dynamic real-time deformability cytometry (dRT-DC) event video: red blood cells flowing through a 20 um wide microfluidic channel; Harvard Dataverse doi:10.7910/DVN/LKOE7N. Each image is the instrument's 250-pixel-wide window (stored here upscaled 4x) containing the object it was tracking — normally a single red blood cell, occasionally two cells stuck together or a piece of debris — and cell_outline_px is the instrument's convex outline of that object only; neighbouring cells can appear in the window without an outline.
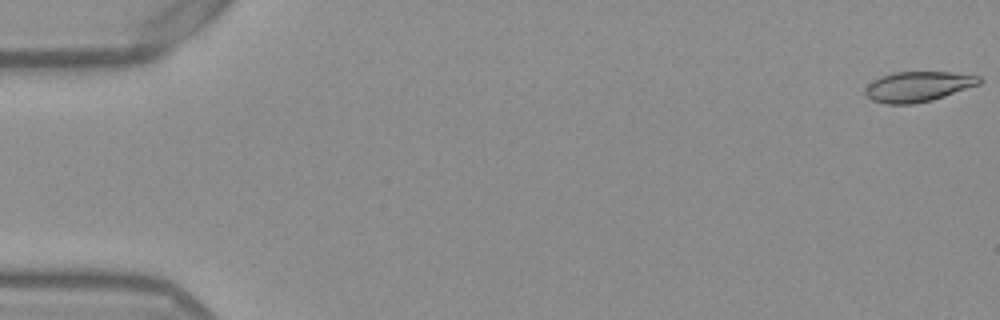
{"species": "Egyptian fruit bat (a non-hibernating species)", "species_latin": "Rousettus aegyptiacus", "temperature_condition": "warm", "stored_images_in_passage": 53, "camera_frame_rate_fps": 3000, "um_per_image_px": 0.085, "frame": {"image": 1, "passage_image": 1, "time_ms": 0.0, "image_size_px": [1000, 320], "cell_outline_px": [[984, 80], [980, 84], [932, 100], [912, 104], [884, 104], [872, 100], [864, 92], [864, 88], [872, 80], [880, 76], [892, 72], [948, 72], [980, 76]], "centroid_in_image_um": [78.01, 7.35], "position_along_channel_um": 7.0, "area_um2": 20.17}}
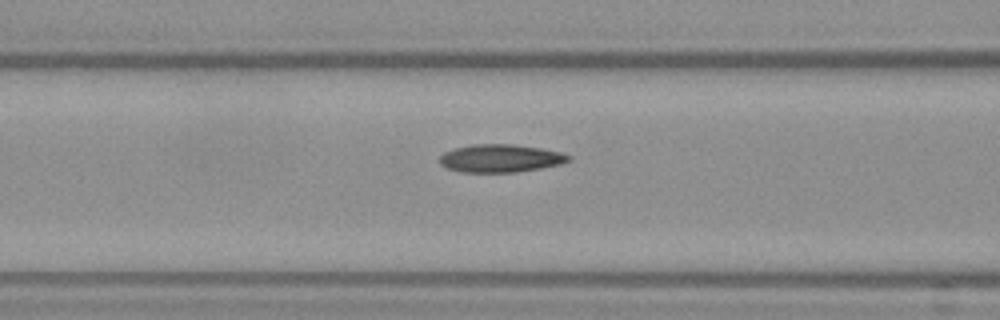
{"frame": {"image": 2, "passage_image": 22, "time_ms": 7.0, "image_size_px": [1000, 320], "cell_outline_px": [[572, 160], [560, 164], [540, 168], [516, 172], [460, 172], [448, 168], [440, 164], [440, 156], [444, 152], [456, 148], [472, 144], [512, 144], [540, 148], [560, 152], [572, 156]], "centroid_in_image_um": [42.55, 13.45], "position_along_channel_um": 124.0, "area_um2": 20.92}}
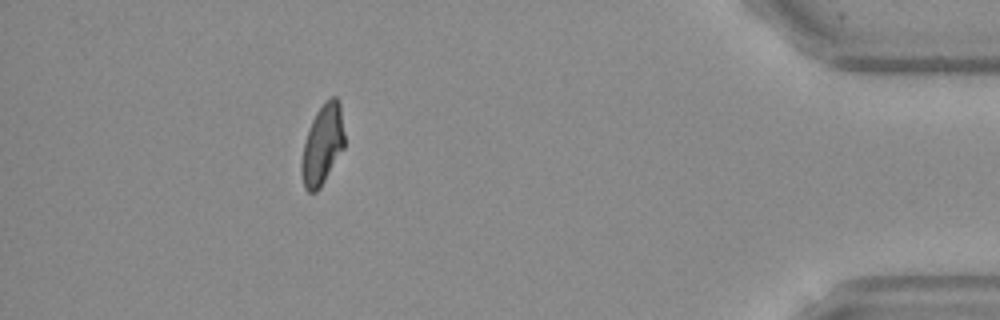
{"frame": {"image": 3, "passage_image": 48, "time_ms": 15.667, "image_size_px": [1000, 320], "cell_outline_px": [[344, 148], [320, 188], [316, 192], [308, 192], [304, 188], [300, 172], [300, 164], [304, 144], [312, 120], [316, 112], [324, 100], [332, 96], [336, 96], [340, 104], [344, 132]], "centroid_in_image_um": [27.4, 12.3], "position_along_channel_um": 407.8, "area_um2": 20.11}, "authors_computed_cell_mechanics": {"area_um2": 20.6924, "velocity_mm_per_s": 3.8792, "shape_relaxation_time_tau1_ms": null, "shape_relaxation_time_tau2_ms": 3.2019, "deformation_change_tau1": null, "deformation_change_tau2": 0.0871}}